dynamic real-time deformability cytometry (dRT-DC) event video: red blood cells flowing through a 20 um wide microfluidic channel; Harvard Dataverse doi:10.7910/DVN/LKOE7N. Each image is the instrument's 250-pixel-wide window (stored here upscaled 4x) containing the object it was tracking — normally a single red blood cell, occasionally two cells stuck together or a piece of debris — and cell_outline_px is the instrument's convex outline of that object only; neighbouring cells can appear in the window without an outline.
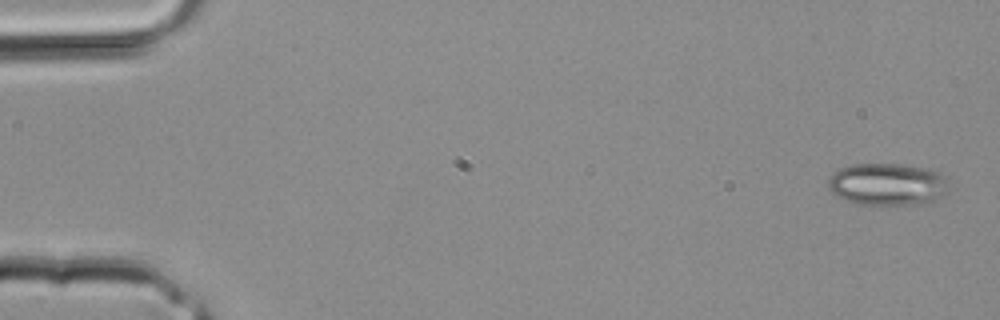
{"species": "common noctule bat (a hibernating species)", "species_latin": "Nyctalus noctula", "temperature_condition": "room temperature", "stored_images_in_passage": 4, "camera_frame_rate_fps": 3000, "um_per_image_px": 0.085, "animal": {"sex": "male", "body_mass_g": 20.4}, "frame": {"image": 1, "passage_image": 1, "time_ms": 0.0, "image_size_px": [1000, 320], "cell_outline_px": [[948, 192], [932, 200], [912, 204], [856, 204], [836, 196], [828, 188], [828, 180], [840, 168], [852, 164], [900, 164], [924, 168], [940, 172], [944, 176]], "centroid_in_image_um": [75.39, 15.65], "position_along_channel_um": 9.6, "area_um2": 29.25}}